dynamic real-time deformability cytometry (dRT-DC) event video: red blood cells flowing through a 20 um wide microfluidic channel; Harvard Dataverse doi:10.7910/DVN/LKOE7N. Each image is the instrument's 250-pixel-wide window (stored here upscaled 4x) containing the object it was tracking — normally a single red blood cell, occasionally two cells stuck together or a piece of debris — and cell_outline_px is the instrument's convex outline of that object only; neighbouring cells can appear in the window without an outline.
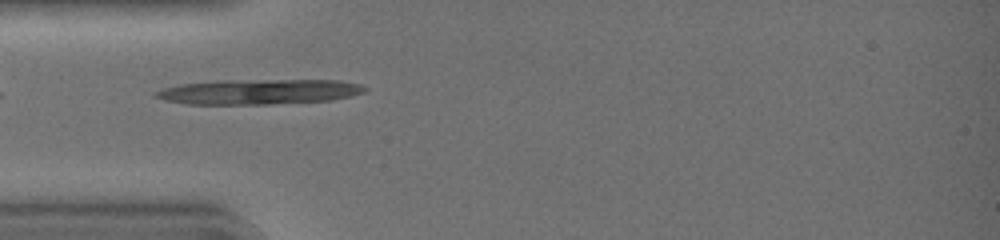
{"species": "common noctule bat (a hibernating species)", "species_latin": "Nyctalus noctula", "temperature_condition": "warm", "stored_images_in_passage": 29, "camera_frame_rate_fps": 3000, "um_per_image_px": 0.085, "animal": {"sex": "female", "body_mass_g": 19.0, "forearm_length_mm": 51.5}, "frame": {"image": 1, "passage_image": 1, "time_ms": 0.0, "image_size_px": [1000, 240], "cell_outline_px": [[368, 88], [364, 92], [352, 96], [332, 100], [268, 104], [188, 104], [168, 100], [152, 96], [152, 92], [164, 88], [180, 84], [220, 80], [340, 80], [360, 84]], "centroid_in_image_um": [22.03, 7.79], "position_along_channel_um": 63.0, "area_um2": 30.63}}